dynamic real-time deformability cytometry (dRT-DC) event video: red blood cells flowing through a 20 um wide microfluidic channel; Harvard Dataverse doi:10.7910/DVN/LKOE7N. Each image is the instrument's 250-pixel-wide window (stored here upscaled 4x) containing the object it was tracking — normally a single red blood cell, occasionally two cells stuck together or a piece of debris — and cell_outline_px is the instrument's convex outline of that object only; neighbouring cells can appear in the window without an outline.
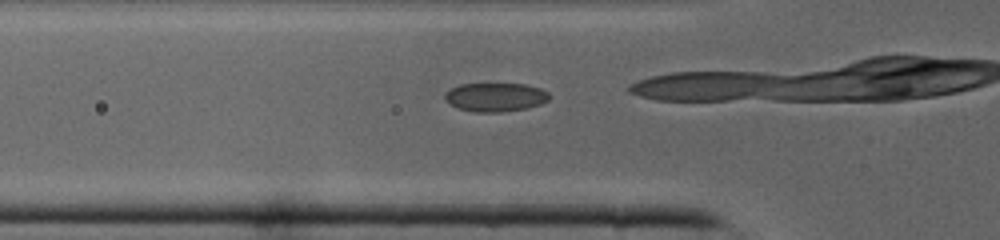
{"species": "common noctule bat (a hibernating species)", "species_latin": "Nyctalus noctula", "temperature_condition": "cold", "stored_images_in_passage": 22, "camera_frame_rate_fps": 3000, "um_per_image_px": 0.085, "animal": {"sex": "male", "body_mass_g": 19.0, "forearm_length_mm": 50.8}, "frame": {"image": 1, "passage_image": 4, "time_ms": 1.0, "image_size_px": [1000, 240], "cell_outline_px": [[548, 100], [540, 104], [528, 108], [500, 112], [476, 112], [456, 108], [444, 100], [444, 92], [460, 84], [524, 84], [540, 88], [548, 92]], "centroid_in_image_um": [42.07, 8.26], "position_along_channel_um": 83.7, "area_um2": 17.51}}